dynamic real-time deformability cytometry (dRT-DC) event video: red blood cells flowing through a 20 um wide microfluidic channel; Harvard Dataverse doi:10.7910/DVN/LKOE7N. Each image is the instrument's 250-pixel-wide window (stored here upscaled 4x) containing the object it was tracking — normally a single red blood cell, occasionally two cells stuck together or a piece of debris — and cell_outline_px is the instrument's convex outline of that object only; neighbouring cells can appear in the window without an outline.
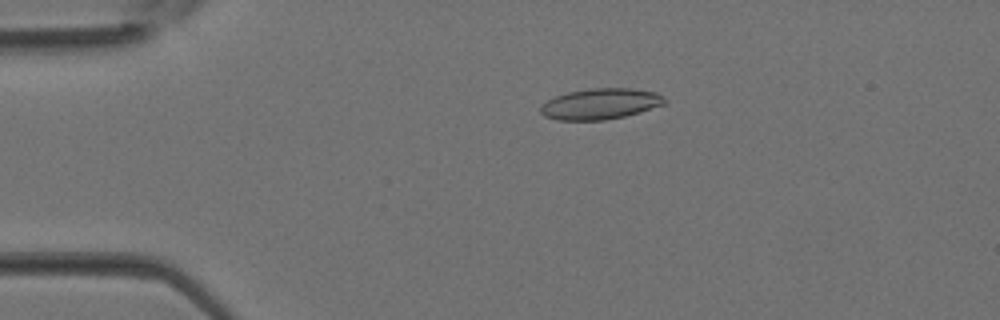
{"species": "Egyptian fruit bat (a non-hibernating species)", "species_latin": "Rousettus aegyptiacus", "temperature_condition": "room temperature", "stored_images_in_passage": 12, "camera_frame_rate_fps": 3000, "um_per_image_px": 0.085, "animal": {"sex": "female"}, "frame": {"image": 1, "passage_image": 8, "time_ms": 2.333, "image_size_px": [1000, 320], "cell_outline_px": [[668, 104], [640, 112], [624, 116], [604, 120], [556, 120], [544, 116], [540, 112], [540, 104], [556, 96], [568, 92], [592, 88], [628, 88], [656, 92], [668, 100]], "centroid_in_image_um": [51.05, 8.83], "position_along_channel_um": 33.9, "area_um2": 22.48}}